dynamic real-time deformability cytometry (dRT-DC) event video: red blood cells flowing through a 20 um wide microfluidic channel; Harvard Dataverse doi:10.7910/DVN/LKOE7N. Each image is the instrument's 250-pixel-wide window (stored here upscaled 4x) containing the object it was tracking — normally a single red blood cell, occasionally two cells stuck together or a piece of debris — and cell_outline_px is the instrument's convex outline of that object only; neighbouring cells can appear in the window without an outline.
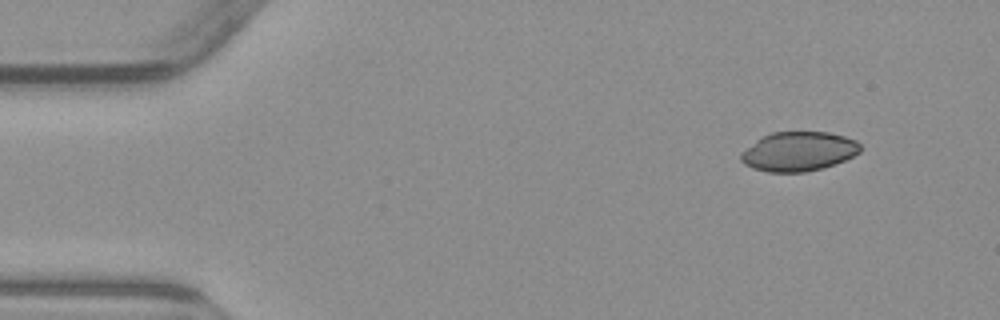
{"species": "common noctule bat (a hibernating species)", "species_latin": "Nyctalus noctula", "temperature_condition": "warm", "stored_images_in_passage": 3, "camera_frame_rate_fps": 3000, "um_per_image_px": 0.085, "animal": {"sex": "male", "body_mass_g": 23.1, "forearm_length_mm": 52.7}, "frame": {"image": 1, "passage_image": 1, "time_ms": 0.0, "image_size_px": [1000, 320], "cell_outline_px": [[860, 152], [844, 160], [820, 168], [804, 172], [768, 172], [752, 168], [744, 164], [740, 160], [740, 152], [756, 140], [772, 132], [828, 132], [844, 136], [856, 140], [860, 144]], "centroid_in_image_um": [67.84, 12.87], "position_along_channel_um": 17.2, "area_um2": 27.22}}